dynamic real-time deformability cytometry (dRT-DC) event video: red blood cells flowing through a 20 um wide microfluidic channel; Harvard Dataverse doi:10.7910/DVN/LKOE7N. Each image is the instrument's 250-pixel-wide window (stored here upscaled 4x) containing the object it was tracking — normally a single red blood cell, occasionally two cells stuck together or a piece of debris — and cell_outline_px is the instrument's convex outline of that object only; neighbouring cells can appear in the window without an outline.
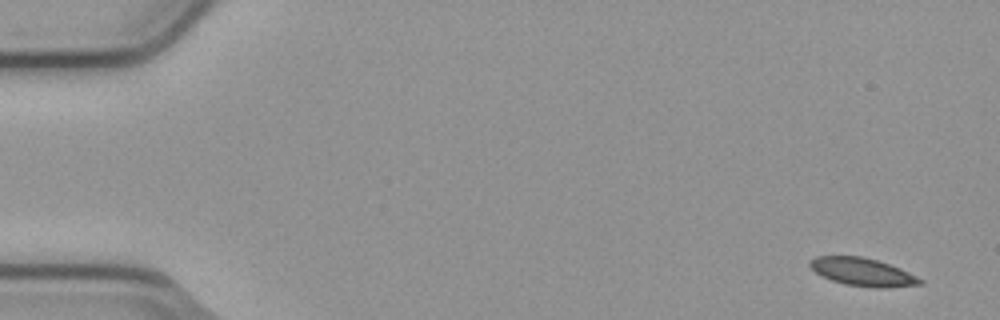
{"species": "common noctule bat (a hibernating species)", "species_latin": "Nyctalus noctula", "temperature_condition": "cold", "stored_images_in_passage": 5, "camera_frame_rate_fps": 3000, "um_per_image_px": 0.085, "animal": {"sex": "male", "body_mass_g": 23.1, "forearm_length_mm": 52.7}, "frame": {"image": 1, "passage_image": 1, "time_ms": 0.0, "image_size_px": [1000, 320], "cell_outline_px": [[924, 284], [888, 288], [872, 288], [844, 284], [820, 276], [808, 264], [816, 256], [860, 256], [876, 260], [900, 268], [924, 280]], "centroid_in_image_um": [73.35, 23.14], "position_along_channel_um": 11.7, "area_um2": 17.98}}
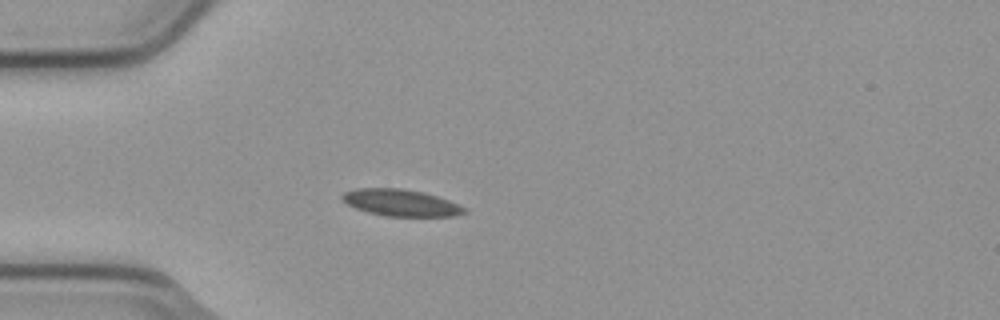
{"frame": {"image": 2, "passage_image": 4, "time_ms": 1.0, "image_size_px": [1000, 320], "cell_outline_px": [[468, 212], [452, 216], [384, 216], [368, 212], [356, 208], [348, 204], [340, 196], [344, 192], [356, 188], [400, 188], [420, 192], [436, 196], [448, 200], [468, 208]], "centroid_in_image_um": [34.08, 17.23], "position_along_channel_um": 50.9, "area_um2": 18.9}}